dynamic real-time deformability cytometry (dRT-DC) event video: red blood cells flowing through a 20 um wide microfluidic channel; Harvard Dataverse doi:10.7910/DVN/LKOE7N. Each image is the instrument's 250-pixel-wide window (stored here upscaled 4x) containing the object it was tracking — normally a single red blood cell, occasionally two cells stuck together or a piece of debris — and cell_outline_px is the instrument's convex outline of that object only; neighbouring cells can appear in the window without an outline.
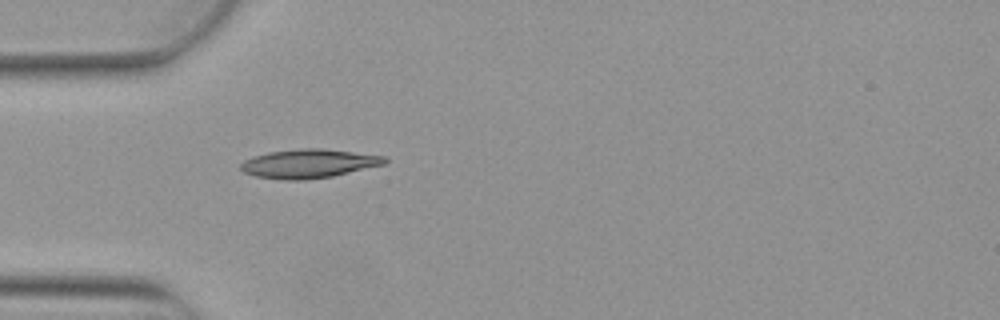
{"species": "Egyptian fruit bat (a non-hibernating species)", "species_latin": "Rousettus aegyptiacus", "temperature_condition": "warm", "stored_images_in_passage": 1, "camera_frame_rate_fps": 3000, "um_per_image_px": 0.085, "animal": {"sex": "female"}, "frame": {"image": 1, "passage_image": 1, "time_ms": 0.0, "image_size_px": [1000, 320], "cell_outline_px": [[388, 160], [384, 164], [332, 176], [304, 180], [284, 180], [256, 176], [244, 172], [240, 168], [240, 164], [244, 160], [252, 156], [268, 152], [300, 148], [320, 148], [384, 156]], "centroid_in_image_um": [26.19, 13.9], "position_along_channel_um": 58.8, "area_um2": 24.04}}